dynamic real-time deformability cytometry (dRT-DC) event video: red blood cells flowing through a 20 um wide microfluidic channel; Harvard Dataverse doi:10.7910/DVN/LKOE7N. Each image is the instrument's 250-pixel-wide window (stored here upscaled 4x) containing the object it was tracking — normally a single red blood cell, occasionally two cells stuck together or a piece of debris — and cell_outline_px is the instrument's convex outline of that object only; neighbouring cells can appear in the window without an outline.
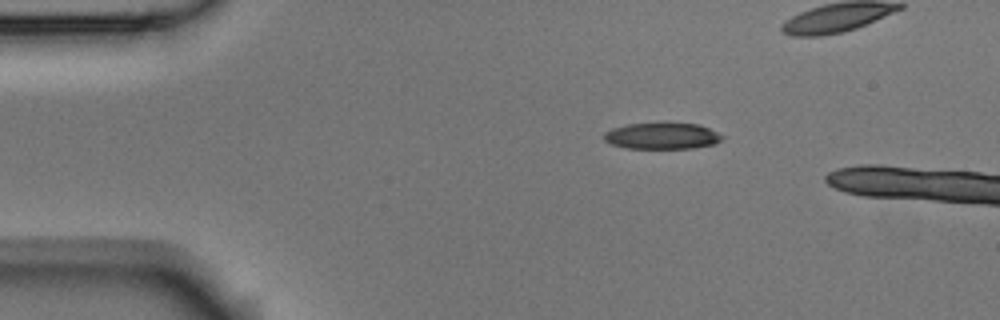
{"species": "Egyptian fruit bat (a non-hibernating species)", "species_latin": "Rousettus aegyptiacus", "temperature_condition": "room temperature", "stored_images_in_passage": 3, "camera_frame_rate_fps": 3000, "um_per_image_px": 0.085, "animal": {"sex": "male"}, "frame": {"image": 1, "passage_image": 1, "time_ms": 0.0, "image_size_px": [1000, 320], "cell_outline_px": [[724, 136], [716, 144], [692, 148], [628, 148], [612, 144], [604, 140], [604, 132], [612, 128], [628, 124], [664, 120], [700, 124]], "centroid_in_image_um": [56.28, 11.5], "position_along_channel_um": 28.7, "area_um2": 18.84}}